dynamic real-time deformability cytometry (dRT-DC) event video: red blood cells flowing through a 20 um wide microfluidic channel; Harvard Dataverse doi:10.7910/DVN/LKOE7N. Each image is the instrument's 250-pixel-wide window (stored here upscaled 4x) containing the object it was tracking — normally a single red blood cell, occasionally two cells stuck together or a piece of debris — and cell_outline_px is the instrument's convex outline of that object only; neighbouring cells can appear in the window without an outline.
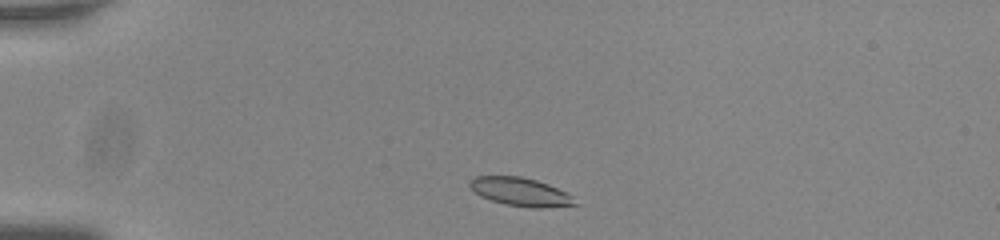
{"species": "common noctule bat (a hibernating species)", "species_latin": "Nyctalus noctula", "temperature_condition": "room temperature", "stored_images_in_passage": 45, "camera_frame_rate_fps": 3000, "um_per_image_px": 0.085, "animal": {"sex": "male", "body_mass_g": 20.0, "forearm_length_mm": 53.3}, "frame": {"image": 1, "passage_image": 3, "time_ms": 0.667, "image_size_px": [1000, 240], "cell_outline_px": [[580, 204], [544, 208], [532, 208], [504, 204], [480, 196], [468, 184], [468, 180], [476, 176], [520, 176], [536, 180], [548, 184], [572, 196]], "centroid_in_image_um": [44.24, 16.31], "position_along_channel_um": 40.8, "area_um2": 17.34}}
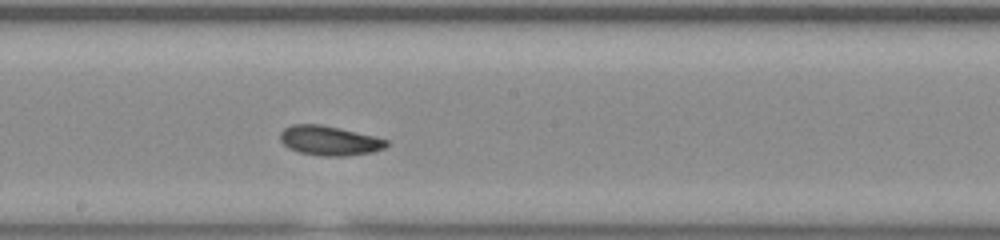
{"frame": {"image": 2, "passage_image": 21, "time_ms": 6.667, "image_size_px": [1000, 240], "cell_outline_px": [[388, 144], [384, 148], [372, 152], [344, 156], [324, 156], [300, 152], [288, 148], [280, 140], [280, 132], [284, 128], [292, 124], [320, 124], [372, 136], [388, 140]], "centroid_in_image_um": [27.96, 11.95], "position_along_channel_um": 220.2, "area_um2": 18.03}}
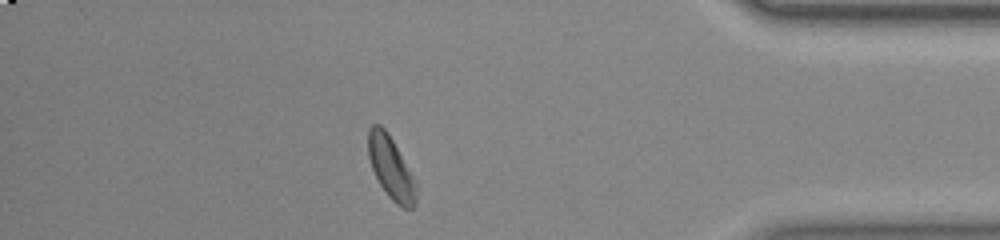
{"frame": {"image": 3, "passage_image": 38, "time_ms": 12.333, "image_size_px": [1000, 240], "cell_outline_px": [[416, 204], [412, 208], [404, 208], [396, 204], [388, 196], [380, 184], [372, 168], [368, 156], [368, 128], [372, 124], [380, 124], [384, 128], [392, 140], [416, 184]], "centroid_in_image_um": [33.2, 14.27], "position_along_channel_um": 402.0, "area_um2": 16.99}, "authors_computed_cell_mechanics": {"area_um2": 18.0914, "velocity_mm_per_s": 3.74, "shape_relaxation_time_tau1_ms": 5.4219, "shape_relaxation_time_tau2_ms": 4.2115, "deformation_change_tau1": 0.1148, "deformation_change_tau2": 0.0986}}